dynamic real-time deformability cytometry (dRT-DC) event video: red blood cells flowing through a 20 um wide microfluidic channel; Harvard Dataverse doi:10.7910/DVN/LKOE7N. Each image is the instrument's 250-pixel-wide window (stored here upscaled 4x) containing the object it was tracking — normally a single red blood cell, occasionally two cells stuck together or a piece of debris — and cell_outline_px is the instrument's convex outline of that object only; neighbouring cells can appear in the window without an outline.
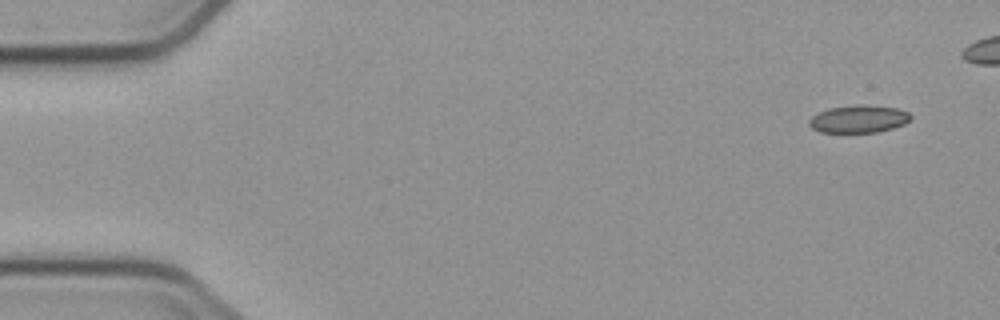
{"species": "common noctule bat (a hibernating species)", "species_latin": "Nyctalus noctula", "temperature_condition": "cold", "stored_images_in_passage": 5, "camera_frame_rate_fps": 3000, "um_per_image_px": 0.085, "animal": {"sex": "male", "body_mass_g": 23.1, "forearm_length_mm": 52.7}, "frame": {"image": 1, "passage_image": 1, "time_ms": 0.0, "image_size_px": [1000, 320], "cell_outline_px": [[912, 120], [904, 124], [892, 128], [876, 132], [820, 132], [812, 128], [808, 124], [808, 120], [812, 116], [828, 108], [856, 104], [860, 104], [896, 108], [908, 112], [912, 116]], "centroid_in_image_um": [72.99, 10.11], "position_along_channel_um": 12.0, "area_um2": 16.36}}